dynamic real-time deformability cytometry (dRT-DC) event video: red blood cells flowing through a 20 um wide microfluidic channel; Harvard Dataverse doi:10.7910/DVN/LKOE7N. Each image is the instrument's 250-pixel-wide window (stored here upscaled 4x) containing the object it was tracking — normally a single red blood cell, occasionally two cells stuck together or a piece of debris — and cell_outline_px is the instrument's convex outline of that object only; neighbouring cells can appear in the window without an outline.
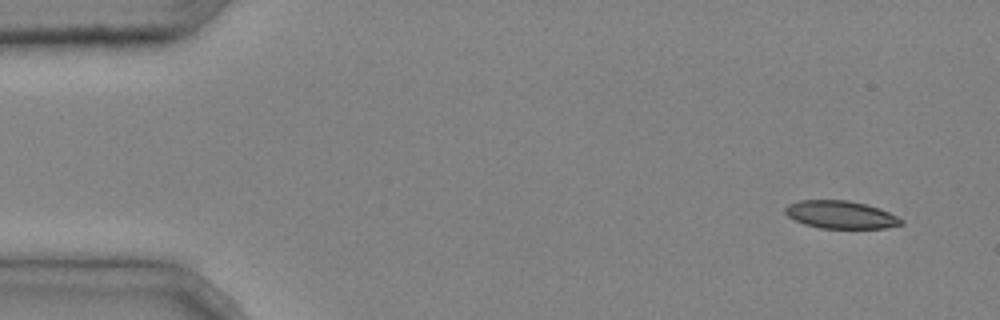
{"species": "common noctule bat (a hibernating species)", "species_latin": "Nyctalus noctula", "temperature_condition": "cold", "stored_images_in_passage": 5, "segment_of_instrument_passage": [1, 2], "camera_frame_rate_fps": 3000, "um_per_image_px": 0.085, "animal": {"sex": "male", "body_mass_g": 20.4}, "frame": {"image": 1, "passage_image": 1, "time_ms": 0.0, "image_size_px": [1000, 320], "cell_outline_px": [[904, 224], [884, 228], [820, 228], [804, 224], [788, 216], [784, 212], [784, 208], [788, 204], [800, 200], [848, 200], [880, 208], [904, 220]], "centroid_in_image_um": [71.45, 18.25], "position_along_channel_um": 13.5, "area_um2": 18.73}}